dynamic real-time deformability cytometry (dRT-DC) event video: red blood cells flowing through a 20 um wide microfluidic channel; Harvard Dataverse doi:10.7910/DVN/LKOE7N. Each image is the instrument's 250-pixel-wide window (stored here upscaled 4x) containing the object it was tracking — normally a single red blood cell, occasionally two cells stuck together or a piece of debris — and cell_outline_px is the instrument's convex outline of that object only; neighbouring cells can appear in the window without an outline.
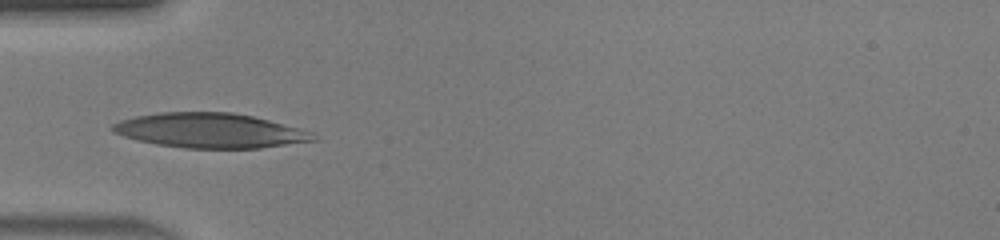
{"species": "human", "species_latin": "Homo sapiens", "temperature_condition": "warm", "stored_images_in_passage": 30, "camera_frame_rate_fps": 3000, "um_per_image_px": 0.085, "donor": {"sex": "male"}, "frame": {"image": 1, "passage_image": 1, "time_ms": 0.0, "image_size_px": [1000, 240], "cell_outline_px": [[320, 140], [260, 148], [184, 148], [156, 144], [136, 140], [112, 132], [108, 128], [112, 124], [120, 120], [136, 116], [160, 112], [232, 112], [252, 116], [300, 128], [312, 132]], "centroid_in_image_um": [17.84, 11.1], "position_along_channel_um": 67.2, "area_um2": 40.81}}
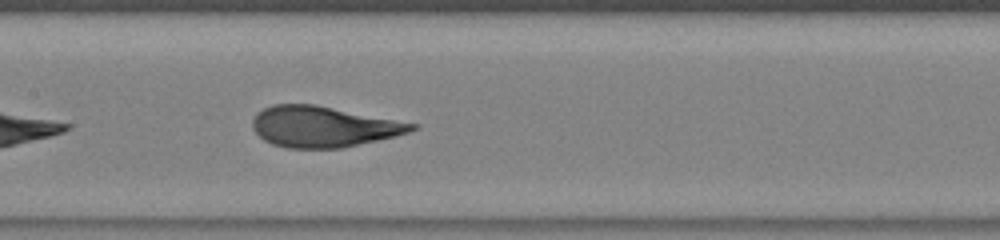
{"frame": {"image": 2, "passage_image": 9, "time_ms": 2.667, "image_size_px": [1000, 240], "cell_outline_px": [[420, 128], [396, 136], [340, 148], [284, 148], [272, 144], [264, 140], [252, 128], [252, 120], [256, 112], [272, 104], [316, 104], [420, 124]], "centroid_in_image_um": [27.49, 10.75], "position_along_channel_um": 179.9, "area_um2": 38.15}}
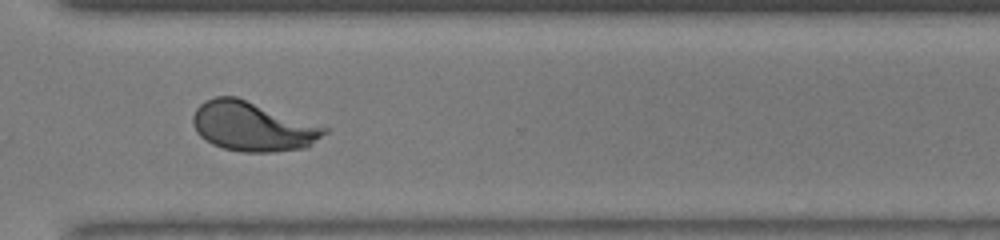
{"frame": {"image": 3, "passage_image": 21, "time_ms": 6.667, "image_size_px": [1000, 240], "cell_outline_px": [[328, 132], [308, 148], [272, 152], [244, 152], [224, 148], [212, 144], [200, 136], [196, 132], [192, 124], [192, 116], [196, 108], [204, 100], [216, 96], [236, 96], [328, 128]], "centroid_in_image_um": [21.46, 10.75], "position_along_channel_um": 349.1, "area_um2": 37.97}, "authors_computed_cell_mechanics": {"area_um2": 38.1191, "velocity_mm_per_s": 4.2262, "shape_relaxation_time_tau1_ms": 4.892, "shape_relaxation_time_tau2_ms": null, "deformation_change_tau1": 0.2658, "deformation_change_tau2": null}}